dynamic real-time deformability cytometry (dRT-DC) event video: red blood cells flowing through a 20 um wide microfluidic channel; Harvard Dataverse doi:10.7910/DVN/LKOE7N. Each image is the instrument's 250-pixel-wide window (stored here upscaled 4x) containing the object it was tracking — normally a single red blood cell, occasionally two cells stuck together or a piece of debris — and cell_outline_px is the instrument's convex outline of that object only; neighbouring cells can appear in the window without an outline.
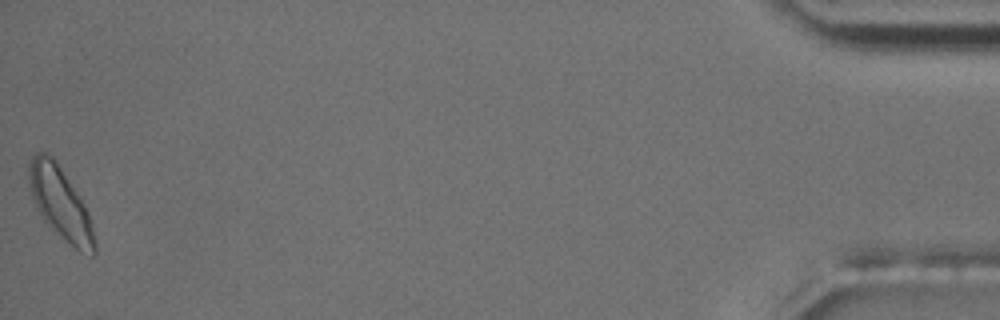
{"species": "common noctule bat (a hibernating species)", "species_latin": "Nyctalus noctula", "temperature_condition": "room temperature", "stored_images_in_passage": 57, "camera_frame_rate_fps": 3000, "um_per_image_px": 0.085, "animal": {"sex": "male", "body_mass_g": 17.5, "forearm_length_mm": 52.3}, "frame": {"image": 1, "passage_image": 57, "time_ms": 18.667, "image_size_px": [1000, 320], "cell_outline_px": [[96, 252], [92, 256], [80, 252], [44, 220], [32, 196], [28, 176], [28, 168], [32, 156], [36, 152], [44, 152], [52, 156], [84, 204], [88, 212], [96, 244]], "centroid_in_image_um": [5.14, 17.26], "position_along_channel_um": 430.1, "area_um2": 26.53}, "authors_computed_cell_mechanics": {"area_um2": 20.8658, "velocity_mm_per_s": 3.5964, "shape_relaxation_time_tau1_ms": 3.0139, "shape_relaxation_time_tau2_ms": 2.5818, "deformation_change_tau1": 0.0878, "deformation_change_tau2": 0.0696}}